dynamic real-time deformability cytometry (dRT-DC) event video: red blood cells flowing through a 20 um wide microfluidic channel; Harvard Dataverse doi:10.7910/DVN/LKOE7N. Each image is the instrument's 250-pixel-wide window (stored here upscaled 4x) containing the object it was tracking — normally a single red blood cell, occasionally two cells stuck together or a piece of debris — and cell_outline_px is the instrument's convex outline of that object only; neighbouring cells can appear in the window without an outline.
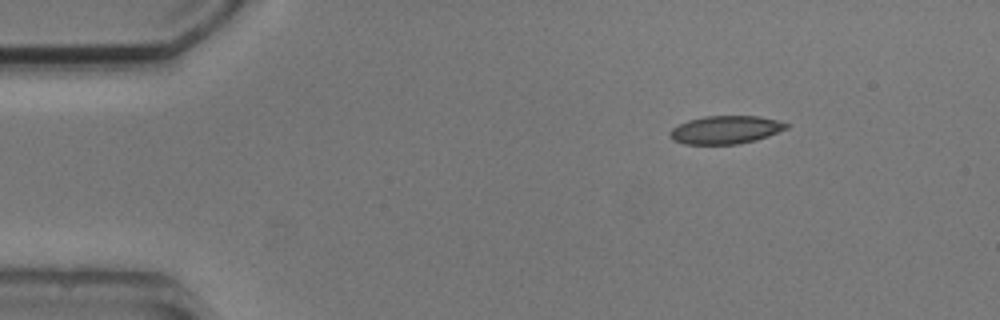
{"species": "common noctule bat (a hibernating species)", "species_latin": "Nyctalus noctula", "temperature_condition": "cold", "stored_images_in_passage": 3, "camera_frame_rate_fps": 3000, "um_per_image_px": 0.085, "animal": {"sex": "male", "body_mass_g": 20.5, "forearm_length_mm": 52.5}, "frame": {"image": 1, "passage_image": 1, "time_ms": 0.0, "image_size_px": [1000, 320], "cell_outline_px": [[788, 128], [768, 136], [756, 140], [736, 144], [684, 144], [672, 140], [668, 136], [668, 132], [672, 128], [688, 120], [704, 116], [760, 116], [776, 120], [788, 124]], "centroid_in_image_um": [61.64, 11.03], "position_along_channel_um": 23.4, "area_um2": 19.07}}